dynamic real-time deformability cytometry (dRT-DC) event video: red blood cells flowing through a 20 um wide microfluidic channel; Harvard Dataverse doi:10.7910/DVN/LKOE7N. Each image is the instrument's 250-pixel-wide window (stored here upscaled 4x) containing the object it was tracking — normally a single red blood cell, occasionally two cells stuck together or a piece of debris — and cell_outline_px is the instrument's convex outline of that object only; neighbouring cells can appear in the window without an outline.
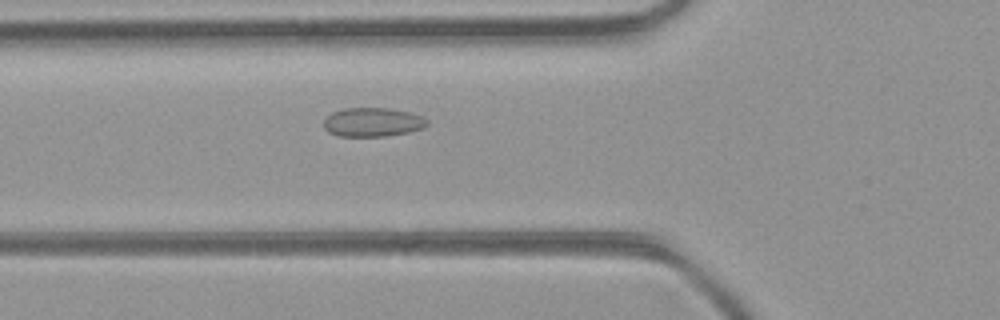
{"species": "common noctule bat (a hibernating species)", "species_latin": "Nyctalus noctula", "temperature_condition": "room temperature", "stored_images_in_passage": 40, "camera_frame_rate_fps": 3000, "um_per_image_px": 0.085, "animal": {"sex": "female", "body_mass_g": 21.9}, "frame": {"image": 1, "passage_image": 10, "time_ms": 3.0, "image_size_px": [1000, 320], "cell_outline_px": [[428, 124], [424, 128], [408, 132], [384, 136], [340, 136], [328, 132], [324, 128], [324, 120], [332, 112], [344, 108], [388, 108], [408, 112], [420, 116], [428, 120]], "centroid_in_image_um": [31.66, 10.38], "position_along_channel_um": 94.1, "area_um2": 17.34}}
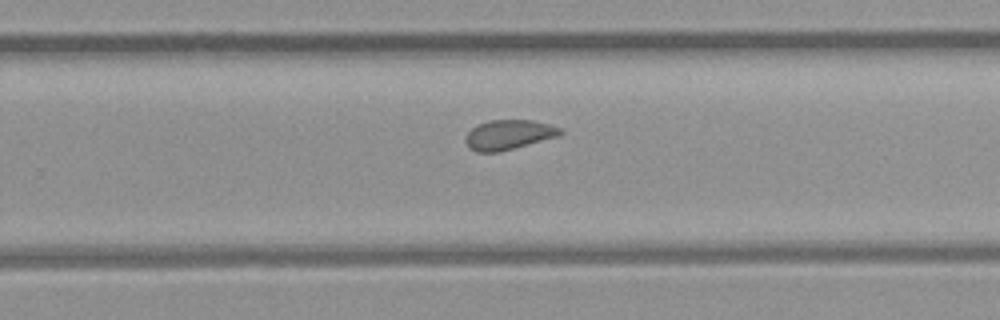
{"frame": {"image": 2, "passage_image": 23, "time_ms": 7.333, "image_size_px": [1000, 320], "cell_outline_px": [[564, 132], [560, 136], [500, 152], [476, 152], [468, 148], [464, 140], [468, 132], [476, 124], [488, 120], [532, 120], [548, 124], [560, 128]], "centroid_in_image_um": [43.22, 11.46], "position_along_channel_um": 286.6, "area_um2": 16.65}}
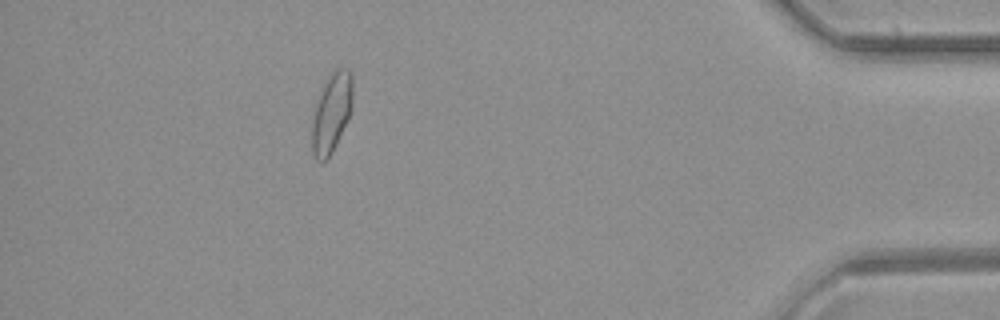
{"frame": {"image": 3, "passage_image": 35, "time_ms": 11.333, "image_size_px": [1000, 320], "cell_outline_px": [[352, 108], [332, 152], [324, 160], [316, 160], [312, 152], [312, 124], [316, 104], [320, 92], [328, 76], [336, 68], [348, 68], [352, 72]], "centroid_in_image_um": [28.19, 9.53], "position_along_channel_um": 407.0, "area_um2": 18.5}, "authors_computed_cell_mechanics": {"area_um2": 17.2244, "velocity_mm_per_s": 4.4308, "shape_relaxation_time_tau1_ms": null, "shape_relaxation_time_tau2_ms": 1.4701, "deformation_change_tau1": null, "deformation_change_tau2": 0.0513}}